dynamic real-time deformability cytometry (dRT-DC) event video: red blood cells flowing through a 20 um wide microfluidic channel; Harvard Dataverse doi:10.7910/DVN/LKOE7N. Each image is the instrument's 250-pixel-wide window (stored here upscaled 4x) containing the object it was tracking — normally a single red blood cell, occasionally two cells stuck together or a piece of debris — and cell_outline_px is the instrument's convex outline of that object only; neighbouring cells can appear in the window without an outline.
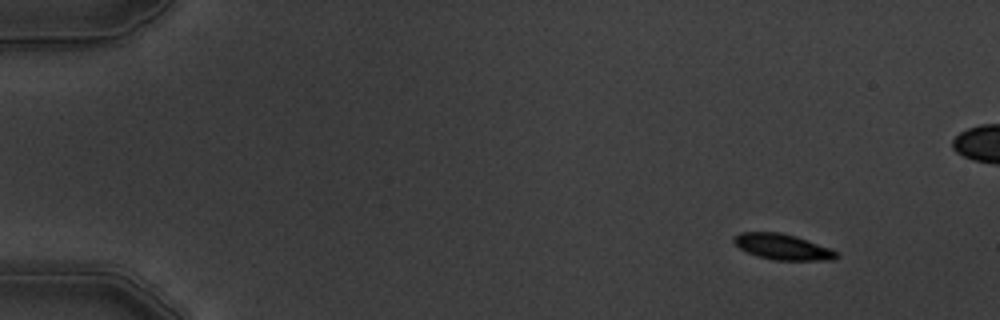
{"species": "common noctule bat (a hibernating species)", "species_latin": "Nyctalus noctula", "temperature_condition": "warm", "stored_images_in_passage": 6, "camera_frame_rate_fps": 3000, "um_per_image_px": 0.085, "animal": {"sex": "male", "body_mass_g": 19.5, "forearm_length_mm": 54.6}, "frame": {"image": 1, "passage_image": 2, "time_ms": 1.333, "image_size_px": [1000, 320], "cell_outline_px": [[840, 256], [832, 260], [776, 260], [756, 256], [740, 248], [732, 240], [740, 232], [780, 232], [796, 236], [828, 248], [836, 252]], "centroid_in_image_um": [66.51, 20.98], "position_along_channel_um": 18.5, "area_um2": 15.14}}